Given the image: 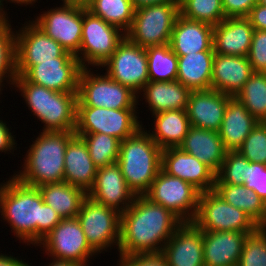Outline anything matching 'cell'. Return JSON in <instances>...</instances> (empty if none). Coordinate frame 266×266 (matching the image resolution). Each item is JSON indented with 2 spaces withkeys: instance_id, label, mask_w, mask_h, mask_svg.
<instances>
[{
  "instance_id": "6da1fadb",
  "label": "cell",
  "mask_w": 266,
  "mask_h": 266,
  "mask_svg": "<svg viewBox=\"0 0 266 266\" xmlns=\"http://www.w3.org/2000/svg\"><path fill=\"white\" fill-rule=\"evenodd\" d=\"M0 213L20 242L34 246L62 220L43 202L38 187L24 184L15 176L0 184Z\"/></svg>"
},
{
  "instance_id": "7a4b0ae2",
  "label": "cell",
  "mask_w": 266,
  "mask_h": 266,
  "mask_svg": "<svg viewBox=\"0 0 266 266\" xmlns=\"http://www.w3.org/2000/svg\"><path fill=\"white\" fill-rule=\"evenodd\" d=\"M183 222L162 205L145 195H136L121 214L119 255L162 252Z\"/></svg>"
},
{
  "instance_id": "3957f363",
  "label": "cell",
  "mask_w": 266,
  "mask_h": 266,
  "mask_svg": "<svg viewBox=\"0 0 266 266\" xmlns=\"http://www.w3.org/2000/svg\"><path fill=\"white\" fill-rule=\"evenodd\" d=\"M75 131H42L29 146L22 170L14 173L24 184L38 187L64 182V157Z\"/></svg>"
},
{
  "instance_id": "277c9868",
  "label": "cell",
  "mask_w": 266,
  "mask_h": 266,
  "mask_svg": "<svg viewBox=\"0 0 266 266\" xmlns=\"http://www.w3.org/2000/svg\"><path fill=\"white\" fill-rule=\"evenodd\" d=\"M13 86L19 89L28 109L44 125L42 131H75L77 92H58L28 82L17 75Z\"/></svg>"
},
{
  "instance_id": "5b68a950",
  "label": "cell",
  "mask_w": 266,
  "mask_h": 266,
  "mask_svg": "<svg viewBox=\"0 0 266 266\" xmlns=\"http://www.w3.org/2000/svg\"><path fill=\"white\" fill-rule=\"evenodd\" d=\"M162 149L144 126L133 136L120 142L117 163L128 188L136 195H145L161 169Z\"/></svg>"
},
{
  "instance_id": "8992f818",
  "label": "cell",
  "mask_w": 266,
  "mask_h": 266,
  "mask_svg": "<svg viewBox=\"0 0 266 266\" xmlns=\"http://www.w3.org/2000/svg\"><path fill=\"white\" fill-rule=\"evenodd\" d=\"M91 68H82L78 79L77 107L109 109H138V98L130 87L121 85L104 75L94 74Z\"/></svg>"
},
{
  "instance_id": "52a82bcc",
  "label": "cell",
  "mask_w": 266,
  "mask_h": 266,
  "mask_svg": "<svg viewBox=\"0 0 266 266\" xmlns=\"http://www.w3.org/2000/svg\"><path fill=\"white\" fill-rule=\"evenodd\" d=\"M179 15V2L136 8L126 38L144 48L169 44Z\"/></svg>"
},
{
  "instance_id": "ba28073f",
  "label": "cell",
  "mask_w": 266,
  "mask_h": 266,
  "mask_svg": "<svg viewBox=\"0 0 266 266\" xmlns=\"http://www.w3.org/2000/svg\"><path fill=\"white\" fill-rule=\"evenodd\" d=\"M126 37L125 32L108 24L83 7L82 37L76 57L82 68L101 67Z\"/></svg>"
},
{
  "instance_id": "9c48e42d",
  "label": "cell",
  "mask_w": 266,
  "mask_h": 266,
  "mask_svg": "<svg viewBox=\"0 0 266 266\" xmlns=\"http://www.w3.org/2000/svg\"><path fill=\"white\" fill-rule=\"evenodd\" d=\"M137 111L139 110L77 107L75 134L104 133L122 141L142 128Z\"/></svg>"
},
{
  "instance_id": "30bf717a",
  "label": "cell",
  "mask_w": 266,
  "mask_h": 266,
  "mask_svg": "<svg viewBox=\"0 0 266 266\" xmlns=\"http://www.w3.org/2000/svg\"><path fill=\"white\" fill-rule=\"evenodd\" d=\"M202 231L256 232L260 227L245 212L227 203L214 190L199 195L192 221Z\"/></svg>"
},
{
  "instance_id": "8fae6325",
  "label": "cell",
  "mask_w": 266,
  "mask_h": 266,
  "mask_svg": "<svg viewBox=\"0 0 266 266\" xmlns=\"http://www.w3.org/2000/svg\"><path fill=\"white\" fill-rule=\"evenodd\" d=\"M89 246L97 253L118 248L120 241L121 213L95 202L88 196L77 215Z\"/></svg>"
},
{
  "instance_id": "7c38bea8",
  "label": "cell",
  "mask_w": 266,
  "mask_h": 266,
  "mask_svg": "<svg viewBox=\"0 0 266 266\" xmlns=\"http://www.w3.org/2000/svg\"><path fill=\"white\" fill-rule=\"evenodd\" d=\"M43 245V246H41ZM52 260L89 266L97 253L89 246L77 218L62 219L38 244Z\"/></svg>"
},
{
  "instance_id": "4fadbf2b",
  "label": "cell",
  "mask_w": 266,
  "mask_h": 266,
  "mask_svg": "<svg viewBox=\"0 0 266 266\" xmlns=\"http://www.w3.org/2000/svg\"><path fill=\"white\" fill-rule=\"evenodd\" d=\"M200 192L187 181L171 176L162 169L145 194L152 202L171 211L182 222H192L198 210Z\"/></svg>"
},
{
  "instance_id": "5bb4252c",
  "label": "cell",
  "mask_w": 266,
  "mask_h": 266,
  "mask_svg": "<svg viewBox=\"0 0 266 266\" xmlns=\"http://www.w3.org/2000/svg\"><path fill=\"white\" fill-rule=\"evenodd\" d=\"M28 22L15 32L17 75L23 76L40 62L55 61L58 57H76L67 52L56 40L47 36L33 21Z\"/></svg>"
},
{
  "instance_id": "9a60e30c",
  "label": "cell",
  "mask_w": 266,
  "mask_h": 266,
  "mask_svg": "<svg viewBox=\"0 0 266 266\" xmlns=\"http://www.w3.org/2000/svg\"><path fill=\"white\" fill-rule=\"evenodd\" d=\"M39 14L32 20L50 38L67 52L79 53L82 37L83 6L62 4Z\"/></svg>"
},
{
  "instance_id": "2e32d148",
  "label": "cell",
  "mask_w": 266,
  "mask_h": 266,
  "mask_svg": "<svg viewBox=\"0 0 266 266\" xmlns=\"http://www.w3.org/2000/svg\"><path fill=\"white\" fill-rule=\"evenodd\" d=\"M101 67L111 79L137 94L149 81L146 49L126 37Z\"/></svg>"
},
{
  "instance_id": "e0dca14e",
  "label": "cell",
  "mask_w": 266,
  "mask_h": 266,
  "mask_svg": "<svg viewBox=\"0 0 266 266\" xmlns=\"http://www.w3.org/2000/svg\"><path fill=\"white\" fill-rule=\"evenodd\" d=\"M82 66L77 57H58L55 61L32 66L23 77L32 84L58 92H78Z\"/></svg>"
},
{
  "instance_id": "ac0fdd59",
  "label": "cell",
  "mask_w": 266,
  "mask_h": 266,
  "mask_svg": "<svg viewBox=\"0 0 266 266\" xmlns=\"http://www.w3.org/2000/svg\"><path fill=\"white\" fill-rule=\"evenodd\" d=\"M161 169L171 176L187 181L200 193L214 190L216 174L193 155L179 147L162 149Z\"/></svg>"
},
{
  "instance_id": "d6986e66",
  "label": "cell",
  "mask_w": 266,
  "mask_h": 266,
  "mask_svg": "<svg viewBox=\"0 0 266 266\" xmlns=\"http://www.w3.org/2000/svg\"><path fill=\"white\" fill-rule=\"evenodd\" d=\"M87 196L97 203L123 213L134 201L135 194L128 188L119 164L97 168L95 182Z\"/></svg>"
},
{
  "instance_id": "ffe728a7",
  "label": "cell",
  "mask_w": 266,
  "mask_h": 266,
  "mask_svg": "<svg viewBox=\"0 0 266 266\" xmlns=\"http://www.w3.org/2000/svg\"><path fill=\"white\" fill-rule=\"evenodd\" d=\"M161 253L168 266H204L203 231L193 222H183Z\"/></svg>"
},
{
  "instance_id": "44dd1931",
  "label": "cell",
  "mask_w": 266,
  "mask_h": 266,
  "mask_svg": "<svg viewBox=\"0 0 266 266\" xmlns=\"http://www.w3.org/2000/svg\"><path fill=\"white\" fill-rule=\"evenodd\" d=\"M230 98L214 89L191 91L186 108L190 125L219 132Z\"/></svg>"
},
{
  "instance_id": "7402d4cb",
  "label": "cell",
  "mask_w": 266,
  "mask_h": 266,
  "mask_svg": "<svg viewBox=\"0 0 266 266\" xmlns=\"http://www.w3.org/2000/svg\"><path fill=\"white\" fill-rule=\"evenodd\" d=\"M252 233L203 231L204 266H237L245 239Z\"/></svg>"
},
{
  "instance_id": "603a6c76",
  "label": "cell",
  "mask_w": 266,
  "mask_h": 266,
  "mask_svg": "<svg viewBox=\"0 0 266 266\" xmlns=\"http://www.w3.org/2000/svg\"><path fill=\"white\" fill-rule=\"evenodd\" d=\"M253 31L248 17L225 18L214 26V52L222 55L248 56Z\"/></svg>"
},
{
  "instance_id": "cb8c5ba5",
  "label": "cell",
  "mask_w": 266,
  "mask_h": 266,
  "mask_svg": "<svg viewBox=\"0 0 266 266\" xmlns=\"http://www.w3.org/2000/svg\"><path fill=\"white\" fill-rule=\"evenodd\" d=\"M253 72L247 56H231L215 53L212 67L211 89L235 97Z\"/></svg>"
},
{
  "instance_id": "d4e9b609",
  "label": "cell",
  "mask_w": 266,
  "mask_h": 266,
  "mask_svg": "<svg viewBox=\"0 0 266 266\" xmlns=\"http://www.w3.org/2000/svg\"><path fill=\"white\" fill-rule=\"evenodd\" d=\"M214 26L179 15L171 33L170 47L177 56L214 51Z\"/></svg>"
},
{
  "instance_id": "484cf974",
  "label": "cell",
  "mask_w": 266,
  "mask_h": 266,
  "mask_svg": "<svg viewBox=\"0 0 266 266\" xmlns=\"http://www.w3.org/2000/svg\"><path fill=\"white\" fill-rule=\"evenodd\" d=\"M94 165L84 140L75 135L67 144L64 157V182L83 189L86 193L95 182Z\"/></svg>"
},
{
  "instance_id": "4316f807",
  "label": "cell",
  "mask_w": 266,
  "mask_h": 266,
  "mask_svg": "<svg viewBox=\"0 0 266 266\" xmlns=\"http://www.w3.org/2000/svg\"><path fill=\"white\" fill-rule=\"evenodd\" d=\"M178 147L203 162L215 174L221 169L227 152L219 132L193 126L189 128L188 134Z\"/></svg>"
},
{
  "instance_id": "83f0119b",
  "label": "cell",
  "mask_w": 266,
  "mask_h": 266,
  "mask_svg": "<svg viewBox=\"0 0 266 266\" xmlns=\"http://www.w3.org/2000/svg\"><path fill=\"white\" fill-rule=\"evenodd\" d=\"M258 122L236 97H231L219 131L225 150L238 151Z\"/></svg>"
},
{
  "instance_id": "f1b7e54d",
  "label": "cell",
  "mask_w": 266,
  "mask_h": 266,
  "mask_svg": "<svg viewBox=\"0 0 266 266\" xmlns=\"http://www.w3.org/2000/svg\"><path fill=\"white\" fill-rule=\"evenodd\" d=\"M190 92L177 80L148 81L139 94L143 95L151 115H154L169 110H186Z\"/></svg>"
},
{
  "instance_id": "f546056e",
  "label": "cell",
  "mask_w": 266,
  "mask_h": 266,
  "mask_svg": "<svg viewBox=\"0 0 266 266\" xmlns=\"http://www.w3.org/2000/svg\"><path fill=\"white\" fill-rule=\"evenodd\" d=\"M214 51L178 56L177 81L190 91L211 89Z\"/></svg>"
},
{
  "instance_id": "4dcf8cb0",
  "label": "cell",
  "mask_w": 266,
  "mask_h": 266,
  "mask_svg": "<svg viewBox=\"0 0 266 266\" xmlns=\"http://www.w3.org/2000/svg\"><path fill=\"white\" fill-rule=\"evenodd\" d=\"M152 117L154 131L148 130V134L161 149L178 147L191 127L186 110L163 111Z\"/></svg>"
},
{
  "instance_id": "1f68e13d",
  "label": "cell",
  "mask_w": 266,
  "mask_h": 266,
  "mask_svg": "<svg viewBox=\"0 0 266 266\" xmlns=\"http://www.w3.org/2000/svg\"><path fill=\"white\" fill-rule=\"evenodd\" d=\"M43 202L55 210L62 219L77 218L87 193L67 182L48 183L38 186Z\"/></svg>"
},
{
  "instance_id": "d6a6232c",
  "label": "cell",
  "mask_w": 266,
  "mask_h": 266,
  "mask_svg": "<svg viewBox=\"0 0 266 266\" xmlns=\"http://www.w3.org/2000/svg\"><path fill=\"white\" fill-rule=\"evenodd\" d=\"M214 191L245 212L259 227L266 228V203L253 190L245 185L215 184Z\"/></svg>"
},
{
  "instance_id": "836d02e7",
  "label": "cell",
  "mask_w": 266,
  "mask_h": 266,
  "mask_svg": "<svg viewBox=\"0 0 266 266\" xmlns=\"http://www.w3.org/2000/svg\"><path fill=\"white\" fill-rule=\"evenodd\" d=\"M149 81L170 82L177 79L178 56L170 44L146 47Z\"/></svg>"
},
{
  "instance_id": "e575fe53",
  "label": "cell",
  "mask_w": 266,
  "mask_h": 266,
  "mask_svg": "<svg viewBox=\"0 0 266 266\" xmlns=\"http://www.w3.org/2000/svg\"><path fill=\"white\" fill-rule=\"evenodd\" d=\"M87 9L125 33L132 24L135 12L131 0H92Z\"/></svg>"
},
{
  "instance_id": "d590c367",
  "label": "cell",
  "mask_w": 266,
  "mask_h": 266,
  "mask_svg": "<svg viewBox=\"0 0 266 266\" xmlns=\"http://www.w3.org/2000/svg\"><path fill=\"white\" fill-rule=\"evenodd\" d=\"M259 122H266V72H253L235 96Z\"/></svg>"
},
{
  "instance_id": "8d00e7d4",
  "label": "cell",
  "mask_w": 266,
  "mask_h": 266,
  "mask_svg": "<svg viewBox=\"0 0 266 266\" xmlns=\"http://www.w3.org/2000/svg\"><path fill=\"white\" fill-rule=\"evenodd\" d=\"M86 143L90 157L97 168L116 163L119 157L120 140L104 134H76Z\"/></svg>"
},
{
  "instance_id": "74e56055",
  "label": "cell",
  "mask_w": 266,
  "mask_h": 266,
  "mask_svg": "<svg viewBox=\"0 0 266 266\" xmlns=\"http://www.w3.org/2000/svg\"><path fill=\"white\" fill-rule=\"evenodd\" d=\"M180 15L215 26L225 19L222 0H179Z\"/></svg>"
},
{
  "instance_id": "f35d334b",
  "label": "cell",
  "mask_w": 266,
  "mask_h": 266,
  "mask_svg": "<svg viewBox=\"0 0 266 266\" xmlns=\"http://www.w3.org/2000/svg\"><path fill=\"white\" fill-rule=\"evenodd\" d=\"M16 77L15 31L6 22L0 24V82L13 85Z\"/></svg>"
},
{
  "instance_id": "ab89813d",
  "label": "cell",
  "mask_w": 266,
  "mask_h": 266,
  "mask_svg": "<svg viewBox=\"0 0 266 266\" xmlns=\"http://www.w3.org/2000/svg\"><path fill=\"white\" fill-rule=\"evenodd\" d=\"M249 161L238 151L226 152L221 169L216 174L215 184L244 185Z\"/></svg>"
},
{
  "instance_id": "60d3db41",
  "label": "cell",
  "mask_w": 266,
  "mask_h": 266,
  "mask_svg": "<svg viewBox=\"0 0 266 266\" xmlns=\"http://www.w3.org/2000/svg\"><path fill=\"white\" fill-rule=\"evenodd\" d=\"M237 266H266L265 227L247 236Z\"/></svg>"
},
{
  "instance_id": "b9f144b4",
  "label": "cell",
  "mask_w": 266,
  "mask_h": 266,
  "mask_svg": "<svg viewBox=\"0 0 266 266\" xmlns=\"http://www.w3.org/2000/svg\"><path fill=\"white\" fill-rule=\"evenodd\" d=\"M238 152L249 162L266 165V122H258L246 137Z\"/></svg>"
},
{
  "instance_id": "7bdbcfd3",
  "label": "cell",
  "mask_w": 266,
  "mask_h": 266,
  "mask_svg": "<svg viewBox=\"0 0 266 266\" xmlns=\"http://www.w3.org/2000/svg\"><path fill=\"white\" fill-rule=\"evenodd\" d=\"M247 57L254 72H266V30L254 29Z\"/></svg>"
},
{
  "instance_id": "ee69618b",
  "label": "cell",
  "mask_w": 266,
  "mask_h": 266,
  "mask_svg": "<svg viewBox=\"0 0 266 266\" xmlns=\"http://www.w3.org/2000/svg\"><path fill=\"white\" fill-rule=\"evenodd\" d=\"M244 185L247 189L253 190L266 203V165L249 162Z\"/></svg>"
},
{
  "instance_id": "f6af8a7d",
  "label": "cell",
  "mask_w": 266,
  "mask_h": 266,
  "mask_svg": "<svg viewBox=\"0 0 266 266\" xmlns=\"http://www.w3.org/2000/svg\"><path fill=\"white\" fill-rule=\"evenodd\" d=\"M119 256L118 266H168L167 260L161 252Z\"/></svg>"
},
{
  "instance_id": "bcb514c9",
  "label": "cell",
  "mask_w": 266,
  "mask_h": 266,
  "mask_svg": "<svg viewBox=\"0 0 266 266\" xmlns=\"http://www.w3.org/2000/svg\"><path fill=\"white\" fill-rule=\"evenodd\" d=\"M257 0H222L225 18L248 17Z\"/></svg>"
},
{
  "instance_id": "7dc6e473",
  "label": "cell",
  "mask_w": 266,
  "mask_h": 266,
  "mask_svg": "<svg viewBox=\"0 0 266 266\" xmlns=\"http://www.w3.org/2000/svg\"><path fill=\"white\" fill-rule=\"evenodd\" d=\"M11 127L9 128L3 120H0V152H14V150H17L16 148V141L14 139V135L9 131Z\"/></svg>"
},
{
  "instance_id": "c3c4849f",
  "label": "cell",
  "mask_w": 266,
  "mask_h": 266,
  "mask_svg": "<svg viewBox=\"0 0 266 266\" xmlns=\"http://www.w3.org/2000/svg\"><path fill=\"white\" fill-rule=\"evenodd\" d=\"M252 27L255 30H266V6L256 4L248 16Z\"/></svg>"
},
{
  "instance_id": "681fc988",
  "label": "cell",
  "mask_w": 266,
  "mask_h": 266,
  "mask_svg": "<svg viewBox=\"0 0 266 266\" xmlns=\"http://www.w3.org/2000/svg\"><path fill=\"white\" fill-rule=\"evenodd\" d=\"M0 266H31L28 263L22 261V259H18L17 257H13L6 254H0Z\"/></svg>"
},
{
  "instance_id": "f907efd6",
  "label": "cell",
  "mask_w": 266,
  "mask_h": 266,
  "mask_svg": "<svg viewBox=\"0 0 266 266\" xmlns=\"http://www.w3.org/2000/svg\"><path fill=\"white\" fill-rule=\"evenodd\" d=\"M134 8H141L149 5H156L166 2H179V0H131Z\"/></svg>"
},
{
  "instance_id": "816d5d0a",
  "label": "cell",
  "mask_w": 266,
  "mask_h": 266,
  "mask_svg": "<svg viewBox=\"0 0 266 266\" xmlns=\"http://www.w3.org/2000/svg\"><path fill=\"white\" fill-rule=\"evenodd\" d=\"M62 1H63L62 4L87 7L91 3L92 0H62Z\"/></svg>"
},
{
  "instance_id": "f5cc1de1",
  "label": "cell",
  "mask_w": 266,
  "mask_h": 266,
  "mask_svg": "<svg viewBox=\"0 0 266 266\" xmlns=\"http://www.w3.org/2000/svg\"><path fill=\"white\" fill-rule=\"evenodd\" d=\"M3 1H4V0H0V4H1V6H2V9H4V8H3V6H4ZM6 1H7V0H6ZM7 2L14 3L15 5H16V3H17L18 6H19V4H20L21 6H23V5H25V6L30 5V6H31V5H33L34 3H36L37 0H8Z\"/></svg>"
},
{
  "instance_id": "db71d44e",
  "label": "cell",
  "mask_w": 266,
  "mask_h": 266,
  "mask_svg": "<svg viewBox=\"0 0 266 266\" xmlns=\"http://www.w3.org/2000/svg\"><path fill=\"white\" fill-rule=\"evenodd\" d=\"M47 266H82V265L75 264V263H71V262H64V261L53 260Z\"/></svg>"
},
{
  "instance_id": "11a10c76",
  "label": "cell",
  "mask_w": 266,
  "mask_h": 266,
  "mask_svg": "<svg viewBox=\"0 0 266 266\" xmlns=\"http://www.w3.org/2000/svg\"><path fill=\"white\" fill-rule=\"evenodd\" d=\"M7 16H8L7 12L2 9V6L0 4V24H4L6 22H11L10 20H8Z\"/></svg>"
},
{
  "instance_id": "9f6ffc18",
  "label": "cell",
  "mask_w": 266,
  "mask_h": 266,
  "mask_svg": "<svg viewBox=\"0 0 266 266\" xmlns=\"http://www.w3.org/2000/svg\"><path fill=\"white\" fill-rule=\"evenodd\" d=\"M257 3L266 6V0H257Z\"/></svg>"
},
{
  "instance_id": "6f0895ef",
  "label": "cell",
  "mask_w": 266,
  "mask_h": 266,
  "mask_svg": "<svg viewBox=\"0 0 266 266\" xmlns=\"http://www.w3.org/2000/svg\"><path fill=\"white\" fill-rule=\"evenodd\" d=\"M3 84H5V83H2V82H0V93H1V88L3 87V86H5V85H3Z\"/></svg>"
}]
</instances>
